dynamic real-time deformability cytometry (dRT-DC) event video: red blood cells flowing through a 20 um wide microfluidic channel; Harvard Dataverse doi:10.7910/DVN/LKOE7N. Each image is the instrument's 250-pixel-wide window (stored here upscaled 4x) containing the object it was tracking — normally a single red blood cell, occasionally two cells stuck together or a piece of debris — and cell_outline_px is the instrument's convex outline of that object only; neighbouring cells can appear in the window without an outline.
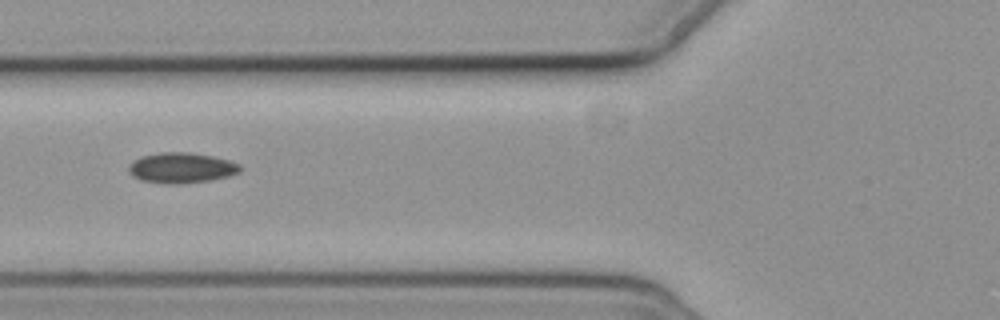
{"species": "common noctule bat (a hibernating species)", "species_latin": "Nyctalus noctula", "temperature_condition": "cold", "stored_images_in_passage": 7, "camera_frame_rate_fps": 3000, "um_per_image_px": 0.085, "animal": {"sex": "female", "body_mass_g": 19.3, "forearm_length_mm": 54.1}, "frame": {"image": 1, "passage_image": 3, "time_ms": 2.333, "image_size_px": [1000, 320], "cell_outline_px": [[240, 172], [228, 176], [212, 180], [140, 180], [132, 176], [128, 172], [128, 168], [140, 156], [160, 152], [188, 152], [212, 156], [228, 160], [240, 164]], "centroid_in_image_um": [15.45, 14.2], "position_along_channel_um": 110.3, "area_um2": 18.55}}
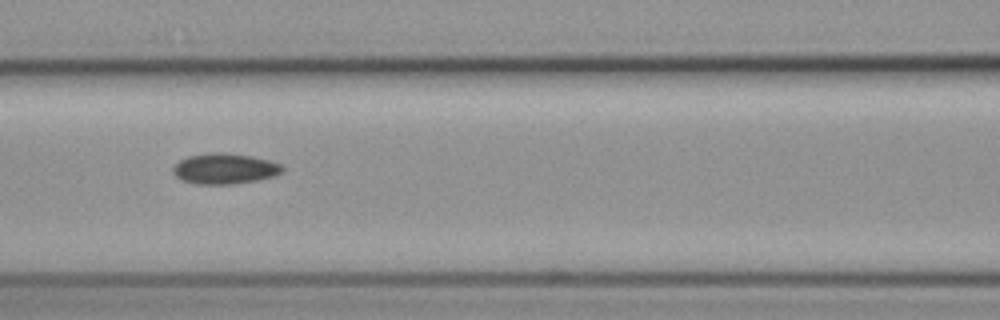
{"frame": {"image": 2, "passage_image": 4, "time_ms": 3.333, "image_size_px": [1000, 320], "cell_outline_px": [[284, 172], [276, 176], [256, 180], [232, 184], [196, 184], [180, 180], [172, 172], [172, 168], [180, 160], [188, 156], [212, 152], [224, 152], [252, 156], [268, 160], [280, 164], [284, 168]], "centroid_in_image_um": [19.1, 14.34], "position_along_channel_um": 147.5, "area_um2": 19.65}}
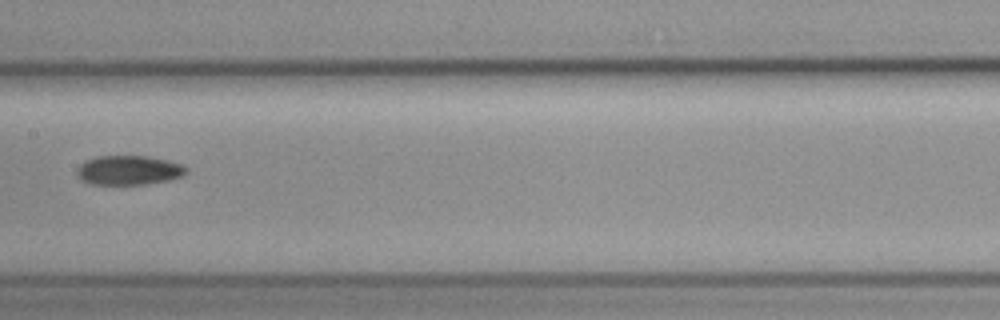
{"frame": {"image": 3, "passage_image": 5, "time_ms": 4.667, "image_size_px": [1000, 320], "cell_outline_px": [[188, 172], [180, 176], [168, 180], [148, 184], [92, 184], [80, 180], [76, 176], [76, 168], [84, 160], [96, 156], [148, 156], [180, 164], [188, 168]], "centroid_in_image_um": [10.88, 14.47], "position_along_channel_um": 196.5, "area_um2": 18.79}}